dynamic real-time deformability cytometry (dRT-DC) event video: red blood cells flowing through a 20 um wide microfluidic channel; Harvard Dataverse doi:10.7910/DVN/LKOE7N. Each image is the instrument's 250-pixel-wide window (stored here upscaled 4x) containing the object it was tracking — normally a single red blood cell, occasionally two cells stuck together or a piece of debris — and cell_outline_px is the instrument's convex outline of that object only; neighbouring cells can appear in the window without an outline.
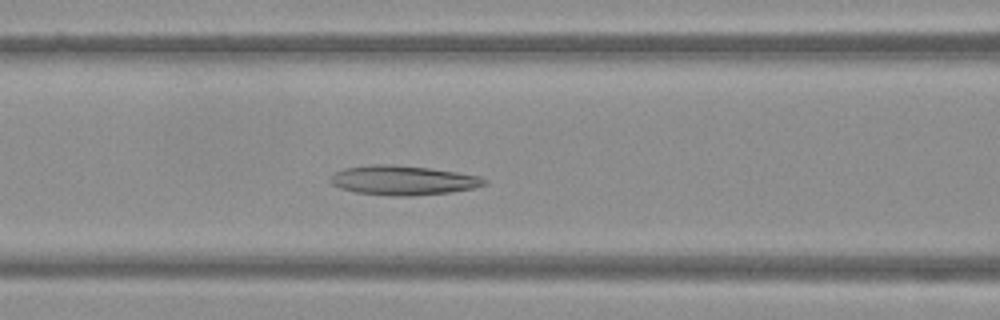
{"species": "Egyptian fruit bat (a non-hibernating species)", "species_latin": "Rousettus aegyptiacus", "temperature_condition": "warm", "stored_images_in_passage": 46, "camera_frame_rate_fps": 3000, "um_per_image_px": 0.085, "frame": {"image": 1, "passage_image": 17, "time_ms": 5.333, "image_size_px": [1000, 320], "cell_outline_px": [[488, 184], [472, 188], [448, 192], [412, 196], [396, 196], [356, 192], [340, 188], [332, 184], [328, 180], [332, 172], [344, 168], [372, 164], [388, 164], [428, 168], [456, 172], [480, 176], [488, 180]], "centroid_in_image_um": [34.22, 15.32], "position_along_channel_um": 132.4, "area_um2": 26.41}}
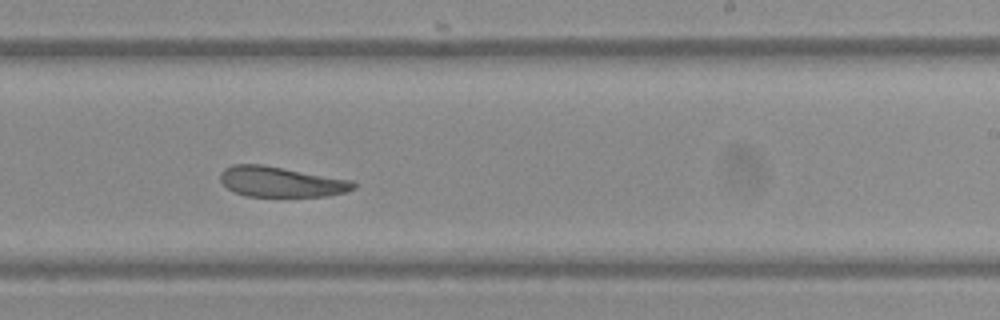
{"frame": {"image": 2, "passage_image": 27, "time_ms": 8.667, "image_size_px": [1000, 320], "cell_outline_px": [[356, 188], [344, 192], [328, 196], [244, 196], [228, 188], [220, 180], [220, 172], [224, 168], [232, 164], [260, 164], [352, 180], [356, 184]], "centroid_in_image_um": [23.87, 15.45], "position_along_channel_um": 265.1, "area_um2": 23.41}}
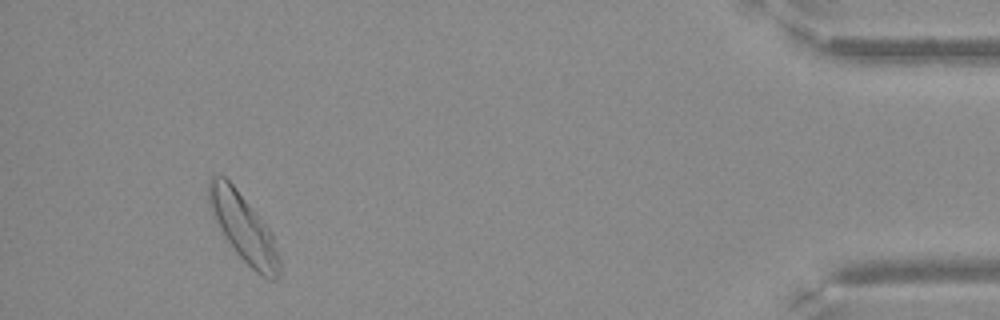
{"frame": {"image": 3, "passage_image": 43, "time_ms": 14.0, "image_size_px": [1000, 320], "cell_outline_px": [[280, 280], [268, 280], [260, 276], [236, 252], [224, 236], [212, 212], [208, 200], [208, 180], [212, 176], [224, 176], [236, 188], [256, 212], [272, 232], [280, 256]], "centroid_in_image_um": [20.74, 19.41], "position_along_channel_um": 414.5, "area_um2": 27.8}}